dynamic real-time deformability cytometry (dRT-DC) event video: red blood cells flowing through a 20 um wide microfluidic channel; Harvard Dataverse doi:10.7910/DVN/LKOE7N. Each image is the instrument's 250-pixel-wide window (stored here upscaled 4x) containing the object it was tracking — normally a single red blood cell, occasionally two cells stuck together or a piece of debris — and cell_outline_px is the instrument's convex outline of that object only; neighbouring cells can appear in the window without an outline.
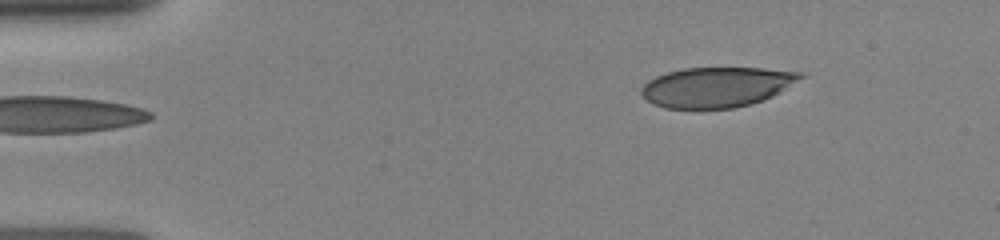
{"species": "human", "species_latin": "Homo sapiens", "temperature_condition": "room temperature", "stored_images_in_passage": 61, "camera_frame_rate_fps": 3000, "um_per_image_px": 0.085, "donor": {"sex": "female"}, "frame": {"image": 1, "passage_image": 3, "time_ms": 0.333, "image_size_px": [1000, 240], "cell_outline_px": [[808, 76], [780, 92], [764, 100], [732, 108], [664, 108], [652, 104], [640, 92], [640, 88], [648, 80], [656, 76], [668, 72], [684, 68], [764, 68], [800, 72]], "centroid_in_image_um": [60.94, 7.39], "position_along_channel_um": 24.1, "area_um2": 37.22}}
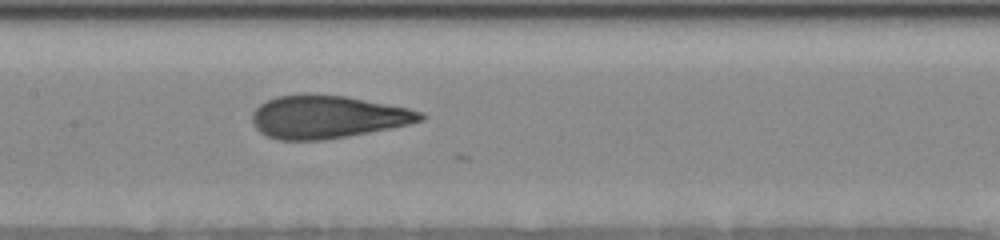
{"frame": {"image": 2, "passage_image": 36, "time_ms": 6.0, "image_size_px": [1000, 240], "cell_outline_px": [[424, 120], [408, 124], [348, 136], [320, 140], [280, 140], [268, 136], [260, 132], [252, 124], [252, 112], [260, 104], [276, 96], [300, 92], [308, 92], [348, 96], [408, 108], [420, 112], [424, 116]], "centroid_in_image_um": [27.77, 9.9], "position_along_channel_um": 179.6, "area_um2": 42.31}}
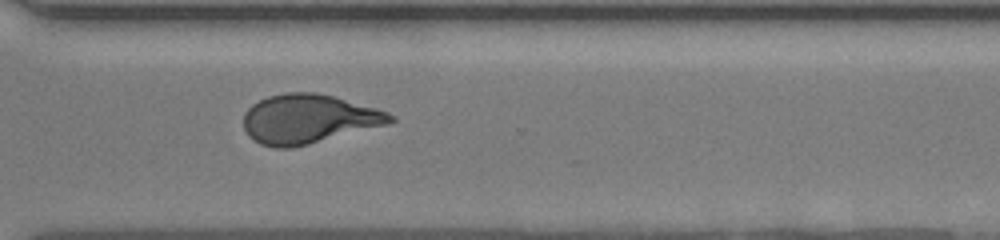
{"frame": {"image": 3, "passage_image": 60, "time_ms": 10.0, "image_size_px": [1000, 240], "cell_outline_px": [[396, 120], [388, 124], [292, 148], [276, 148], [260, 144], [252, 140], [248, 136], [244, 128], [244, 112], [252, 104], [268, 96], [284, 92], [316, 92], [332, 96], [376, 108], [388, 112], [396, 116]], "centroid_in_image_um": [26.2, 10.11], "position_along_channel_um": 344.4, "area_um2": 42.02}}